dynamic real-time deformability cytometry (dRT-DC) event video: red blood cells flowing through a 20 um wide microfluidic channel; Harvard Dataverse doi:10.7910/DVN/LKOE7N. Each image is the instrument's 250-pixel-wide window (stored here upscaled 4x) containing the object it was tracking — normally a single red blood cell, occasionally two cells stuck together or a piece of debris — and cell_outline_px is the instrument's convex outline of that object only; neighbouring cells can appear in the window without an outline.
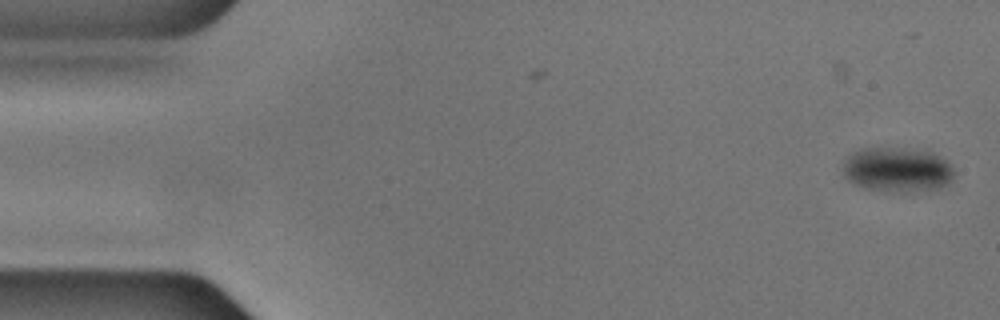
{"species": "common noctule bat (a hibernating species)", "species_latin": "Nyctalus noctula", "temperature_condition": "cold", "stored_images_in_passage": 14, "camera_frame_rate_fps": 3000, "um_per_image_px": 0.085, "animal": {"sex": "male", "body_mass_g": 17.9, "forearm_length_mm": 54.2}, "frame": {"image": 1, "passage_image": 1, "time_ms": 0.0, "image_size_px": [1000, 320], "cell_outline_px": [[956, 172], [952, 180], [948, 184], [936, 188], [908, 192], [900, 192], [864, 188], [848, 180], [844, 176], [844, 156], [860, 148], [900, 148], [932, 152], [948, 160]], "centroid_in_image_um": [76.28, 14.41], "position_along_channel_um": 8.7, "area_um2": 29.19}}
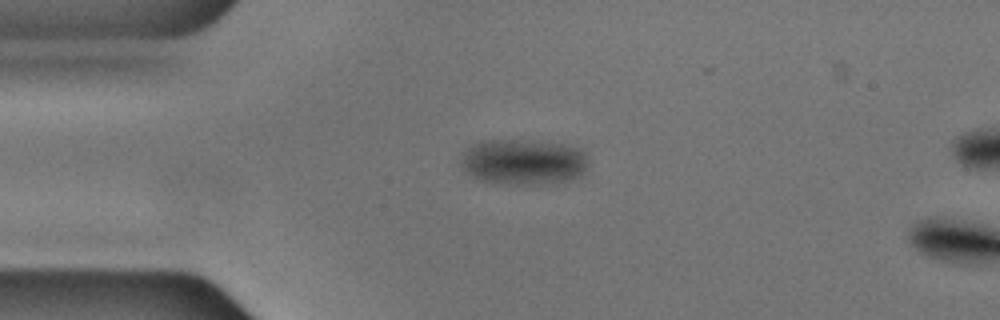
{"frame": {"image": 2, "passage_image": 12, "time_ms": 3.667, "image_size_px": [1000, 320], "cell_outline_px": [[588, 164], [584, 172], [580, 176], [568, 180], [540, 184], [508, 184], [484, 180], [472, 176], [464, 172], [460, 164], [460, 160], [464, 152], [472, 144], [480, 140], [532, 140], [564, 144], [580, 148], [584, 152], [588, 160]], "centroid_in_image_um": [44.49, 13.74], "position_along_channel_um": 40.5, "area_um2": 34.16}}